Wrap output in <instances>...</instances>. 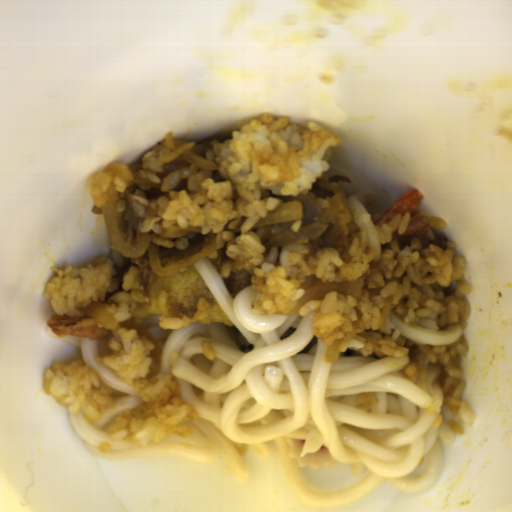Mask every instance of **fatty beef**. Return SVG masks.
<instances>
[{
	"label": "fatty beef",
	"instance_id": "obj_4",
	"mask_svg": "<svg viewBox=\"0 0 512 512\" xmlns=\"http://www.w3.org/2000/svg\"><path fill=\"white\" fill-rule=\"evenodd\" d=\"M345 184L353 185L352 180L347 175L336 171H325L304 195L316 200L322 210H327L331 204L330 199L335 194L334 189Z\"/></svg>",
	"mask_w": 512,
	"mask_h": 512
},
{
	"label": "fatty beef",
	"instance_id": "obj_1",
	"mask_svg": "<svg viewBox=\"0 0 512 512\" xmlns=\"http://www.w3.org/2000/svg\"><path fill=\"white\" fill-rule=\"evenodd\" d=\"M185 153L166 163L157 172L160 181L155 183L144 177L140 171L144 161L131 162V181L123 192H118V227L122 238L129 245L138 242L143 234H149L150 241L159 234L152 226L159 221L170 204L168 192L161 189L162 183L174 171L188 168L193 163L184 160Z\"/></svg>",
	"mask_w": 512,
	"mask_h": 512
},
{
	"label": "fatty beef",
	"instance_id": "obj_5",
	"mask_svg": "<svg viewBox=\"0 0 512 512\" xmlns=\"http://www.w3.org/2000/svg\"><path fill=\"white\" fill-rule=\"evenodd\" d=\"M414 239H417L421 248L425 249L429 245H434L442 251H446L448 239L445 234L437 231L435 228L427 227L418 229L405 235H396L393 241L398 244V250H403L411 246Z\"/></svg>",
	"mask_w": 512,
	"mask_h": 512
},
{
	"label": "fatty beef",
	"instance_id": "obj_6",
	"mask_svg": "<svg viewBox=\"0 0 512 512\" xmlns=\"http://www.w3.org/2000/svg\"><path fill=\"white\" fill-rule=\"evenodd\" d=\"M149 249L150 246L148 243L143 255L139 257H130L132 263L135 264L139 270L138 280L142 293L145 297L149 295L152 284L157 276V274L152 269V265L148 256Z\"/></svg>",
	"mask_w": 512,
	"mask_h": 512
},
{
	"label": "fatty beef",
	"instance_id": "obj_7",
	"mask_svg": "<svg viewBox=\"0 0 512 512\" xmlns=\"http://www.w3.org/2000/svg\"><path fill=\"white\" fill-rule=\"evenodd\" d=\"M233 135L229 131H223L216 133L214 135L209 136L208 138L202 140L198 144H196L193 148H191L190 152L197 154L207 160V152L210 150L212 142H217L219 144H224L229 139H232Z\"/></svg>",
	"mask_w": 512,
	"mask_h": 512
},
{
	"label": "fatty beef",
	"instance_id": "obj_3",
	"mask_svg": "<svg viewBox=\"0 0 512 512\" xmlns=\"http://www.w3.org/2000/svg\"><path fill=\"white\" fill-rule=\"evenodd\" d=\"M217 257L210 259V263L215 270L221 273V267L224 264H228L231 268L230 274L223 278V282L232 297H236L241 290L251 285L253 279V272L244 268L239 267L237 260H235L228 253V243L225 241L221 248L216 250Z\"/></svg>",
	"mask_w": 512,
	"mask_h": 512
},
{
	"label": "fatty beef",
	"instance_id": "obj_2",
	"mask_svg": "<svg viewBox=\"0 0 512 512\" xmlns=\"http://www.w3.org/2000/svg\"><path fill=\"white\" fill-rule=\"evenodd\" d=\"M354 237L345 235L343 230L338 224L328 223L326 224V230L320 237L308 238V242L305 243L309 253L304 255V260L309 261L313 256H316L319 249L330 246L335 251H338L342 262L350 263L351 254L349 252Z\"/></svg>",
	"mask_w": 512,
	"mask_h": 512
}]
</instances>
